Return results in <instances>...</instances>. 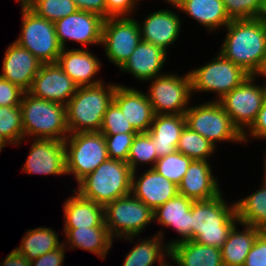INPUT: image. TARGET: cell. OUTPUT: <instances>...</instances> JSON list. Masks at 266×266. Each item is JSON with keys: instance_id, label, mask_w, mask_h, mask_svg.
I'll return each mask as SVG.
<instances>
[{"instance_id": "obj_23", "label": "cell", "mask_w": 266, "mask_h": 266, "mask_svg": "<svg viewBox=\"0 0 266 266\" xmlns=\"http://www.w3.org/2000/svg\"><path fill=\"white\" fill-rule=\"evenodd\" d=\"M193 201L177 194L153 211V218L158 221L157 223H160L162 227H173L181 236L180 239L177 238L167 243L169 247L182 241L192 240L191 206Z\"/></svg>"}, {"instance_id": "obj_49", "label": "cell", "mask_w": 266, "mask_h": 266, "mask_svg": "<svg viewBox=\"0 0 266 266\" xmlns=\"http://www.w3.org/2000/svg\"><path fill=\"white\" fill-rule=\"evenodd\" d=\"M254 79L259 78V76H264L266 79V55L262 58L260 61V64L258 65L257 69L252 73L251 75ZM257 76V77H256ZM266 86V82L264 83Z\"/></svg>"}, {"instance_id": "obj_19", "label": "cell", "mask_w": 266, "mask_h": 266, "mask_svg": "<svg viewBox=\"0 0 266 266\" xmlns=\"http://www.w3.org/2000/svg\"><path fill=\"white\" fill-rule=\"evenodd\" d=\"M136 175V171L132 172L131 194L153 211L178 194V186L153 168H148L138 178Z\"/></svg>"}, {"instance_id": "obj_38", "label": "cell", "mask_w": 266, "mask_h": 266, "mask_svg": "<svg viewBox=\"0 0 266 266\" xmlns=\"http://www.w3.org/2000/svg\"><path fill=\"white\" fill-rule=\"evenodd\" d=\"M191 162L190 157L176 151L158 158L153 169L178 186Z\"/></svg>"}, {"instance_id": "obj_4", "label": "cell", "mask_w": 266, "mask_h": 266, "mask_svg": "<svg viewBox=\"0 0 266 266\" xmlns=\"http://www.w3.org/2000/svg\"><path fill=\"white\" fill-rule=\"evenodd\" d=\"M77 184L83 198L105 206L131 194L132 170L125 161L107 159Z\"/></svg>"}, {"instance_id": "obj_25", "label": "cell", "mask_w": 266, "mask_h": 266, "mask_svg": "<svg viewBox=\"0 0 266 266\" xmlns=\"http://www.w3.org/2000/svg\"><path fill=\"white\" fill-rule=\"evenodd\" d=\"M185 126L184 114L154 115L147 133L155 143L158 158L177 151L180 135Z\"/></svg>"}, {"instance_id": "obj_30", "label": "cell", "mask_w": 266, "mask_h": 266, "mask_svg": "<svg viewBox=\"0 0 266 266\" xmlns=\"http://www.w3.org/2000/svg\"><path fill=\"white\" fill-rule=\"evenodd\" d=\"M164 232L162 230L154 234V237L145 238L135 243L134 247L125 255L123 266H153L159 262V266H171L165 256L170 258V247L163 244Z\"/></svg>"}, {"instance_id": "obj_8", "label": "cell", "mask_w": 266, "mask_h": 266, "mask_svg": "<svg viewBox=\"0 0 266 266\" xmlns=\"http://www.w3.org/2000/svg\"><path fill=\"white\" fill-rule=\"evenodd\" d=\"M186 126L202 135L215 147L216 143L243 142V135L234 126L230 116L219 101L190 106L184 113Z\"/></svg>"}, {"instance_id": "obj_47", "label": "cell", "mask_w": 266, "mask_h": 266, "mask_svg": "<svg viewBox=\"0 0 266 266\" xmlns=\"http://www.w3.org/2000/svg\"><path fill=\"white\" fill-rule=\"evenodd\" d=\"M79 10L98 14L106 19V0H73Z\"/></svg>"}, {"instance_id": "obj_40", "label": "cell", "mask_w": 266, "mask_h": 266, "mask_svg": "<svg viewBox=\"0 0 266 266\" xmlns=\"http://www.w3.org/2000/svg\"><path fill=\"white\" fill-rule=\"evenodd\" d=\"M231 20L258 18L264 0H222Z\"/></svg>"}, {"instance_id": "obj_17", "label": "cell", "mask_w": 266, "mask_h": 266, "mask_svg": "<svg viewBox=\"0 0 266 266\" xmlns=\"http://www.w3.org/2000/svg\"><path fill=\"white\" fill-rule=\"evenodd\" d=\"M113 102L137 133L148 132L155 114L145 93L119 84L115 89Z\"/></svg>"}, {"instance_id": "obj_42", "label": "cell", "mask_w": 266, "mask_h": 266, "mask_svg": "<svg viewBox=\"0 0 266 266\" xmlns=\"http://www.w3.org/2000/svg\"><path fill=\"white\" fill-rule=\"evenodd\" d=\"M24 92L18 85L0 77V106L20 105Z\"/></svg>"}, {"instance_id": "obj_33", "label": "cell", "mask_w": 266, "mask_h": 266, "mask_svg": "<svg viewBox=\"0 0 266 266\" xmlns=\"http://www.w3.org/2000/svg\"><path fill=\"white\" fill-rule=\"evenodd\" d=\"M254 193L235 202L236 214L241 224L266 231V181Z\"/></svg>"}, {"instance_id": "obj_41", "label": "cell", "mask_w": 266, "mask_h": 266, "mask_svg": "<svg viewBox=\"0 0 266 266\" xmlns=\"http://www.w3.org/2000/svg\"><path fill=\"white\" fill-rule=\"evenodd\" d=\"M137 133H117L116 135H104L109 159H117L127 162L130 147Z\"/></svg>"}, {"instance_id": "obj_9", "label": "cell", "mask_w": 266, "mask_h": 266, "mask_svg": "<svg viewBox=\"0 0 266 266\" xmlns=\"http://www.w3.org/2000/svg\"><path fill=\"white\" fill-rule=\"evenodd\" d=\"M67 175L79 183L109 159L104 135L100 132L69 134L65 139Z\"/></svg>"}, {"instance_id": "obj_29", "label": "cell", "mask_w": 266, "mask_h": 266, "mask_svg": "<svg viewBox=\"0 0 266 266\" xmlns=\"http://www.w3.org/2000/svg\"><path fill=\"white\" fill-rule=\"evenodd\" d=\"M174 7L199 22L209 32L225 28L231 21L222 0H183Z\"/></svg>"}, {"instance_id": "obj_51", "label": "cell", "mask_w": 266, "mask_h": 266, "mask_svg": "<svg viewBox=\"0 0 266 266\" xmlns=\"http://www.w3.org/2000/svg\"><path fill=\"white\" fill-rule=\"evenodd\" d=\"M165 1L168 2L169 4H171L172 6H177L183 0H165Z\"/></svg>"}, {"instance_id": "obj_44", "label": "cell", "mask_w": 266, "mask_h": 266, "mask_svg": "<svg viewBox=\"0 0 266 266\" xmlns=\"http://www.w3.org/2000/svg\"><path fill=\"white\" fill-rule=\"evenodd\" d=\"M138 1L141 0H106V19L131 16L139 4Z\"/></svg>"}, {"instance_id": "obj_3", "label": "cell", "mask_w": 266, "mask_h": 266, "mask_svg": "<svg viewBox=\"0 0 266 266\" xmlns=\"http://www.w3.org/2000/svg\"><path fill=\"white\" fill-rule=\"evenodd\" d=\"M118 84L105 86V82L78 87L66 105L67 127L70 134L80 132H99L103 116L113 102Z\"/></svg>"}, {"instance_id": "obj_22", "label": "cell", "mask_w": 266, "mask_h": 266, "mask_svg": "<svg viewBox=\"0 0 266 266\" xmlns=\"http://www.w3.org/2000/svg\"><path fill=\"white\" fill-rule=\"evenodd\" d=\"M66 49L62 48L57 63L78 87L94 86L103 83L99 79L93 80L101 69V61L97 56L87 49Z\"/></svg>"}, {"instance_id": "obj_10", "label": "cell", "mask_w": 266, "mask_h": 266, "mask_svg": "<svg viewBox=\"0 0 266 266\" xmlns=\"http://www.w3.org/2000/svg\"><path fill=\"white\" fill-rule=\"evenodd\" d=\"M202 67L189 71L193 92H213L222 99L228 92L243 83L250 74L226 59L220 52Z\"/></svg>"}, {"instance_id": "obj_46", "label": "cell", "mask_w": 266, "mask_h": 266, "mask_svg": "<svg viewBox=\"0 0 266 266\" xmlns=\"http://www.w3.org/2000/svg\"><path fill=\"white\" fill-rule=\"evenodd\" d=\"M250 130V131H249ZM252 138L266 140V101L261 107L256 120L247 131Z\"/></svg>"}, {"instance_id": "obj_14", "label": "cell", "mask_w": 266, "mask_h": 266, "mask_svg": "<svg viewBox=\"0 0 266 266\" xmlns=\"http://www.w3.org/2000/svg\"><path fill=\"white\" fill-rule=\"evenodd\" d=\"M105 18L102 16L77 10L55 24L58 42L62 48H66L68 40L82 45H101L102 31Z\"/></svg>"}, {"instance_id": "obj_7", "label": "cell", "mask_w": 266, "mask_h": 266, "mask_svg": "<svg viewBox=\"0 0 266 266\" xmlns=\"http://www.w3.org/2000/svg\"><path fill=\"white\" fill-rule=\"evenodd\" d=\"M21 4V34L15 42L31 52L41 63L58 61L60 46L54 22L36 15L23 2Z\"/></svg>"}, {"instance_id": "obj_43", "label": "cell", "mask_w": 266, "mask_h": 266, "mask_svg": "<svg viewBox=\"0 0 266 266\" xmlns=\"http://www.w3.org/2000/svg\"><path fill=\"white\" fill-rule=\"evenodd\" d=\"M243 266H266V231L257 236Z\"/></svg>"}, {"instance_id": "obj_39", "label": "cell", "mask_w": 266, "mask_h": 266, "mask_svg": "<svg viewBox=\"0 0 266 266\" xmlns=\"http://www.w3.org/2000/svg\"><path fill=\"white\" fill-rule=\"evenodd\" d=\"M103 135H116L117 133H137L130 122L127 121L125 115L120 108L112 102L104 116L99 131Z\"/></svg>"}, {"instance_id": "obj_27", "label": "cell", "mask_w": 266, "mask_h": 266, "mask_svg": "<svg viewBox=\"0 0 266 266\" xmlns=\"http://www.w3.org/2000/svg\"><path fill=\"white\" fill-rule=\"evenodd\" d=\"M63 230L67 237V244H69L67 246L63 241L65 247L70 250L80 248L89 251L98 255L102 260L106 258L114 242L106 226L64 228Z\"/></svg>"}, {"instance_id": "obj_2", "label": "cell", "mask_w": 266, "mask_h": 266, "mask_svg": "<svg viewBox=\"0 0 266 266\" xmlns=\"http://www.w3.org/2000/svg\"><path fill=\"white\" fill-rule=\"evenodd\" d=\"M222 193L210 200L193 201L191 206L192 240L222 248L228 234L238 223L235 202L227 205Z\"/></svg>"}, {"instance_id": "obj_45", "label": "cell", "mask_w": 266, "mask_h": 266, "mask_svg": "<svg viewBox=\"0 0 266 266\" xmlns=\"http://www.w3.org/2000/svg\"><path fill=\"white\" fill-rule=\"evenodd\" d=\"M65 249L64 244L51 252L45 253L38 258L30 261L31 266H62L65 257ZM64 266V265H63Z\"/></svg>"}, {"instance_id": "obj_26", "label": "cell", "mask_w": 266, "mask_h": 266, "mask_svg": "<svg viewBox=\"0 0 266 266\" xmlns=\"http://www.w3.org/2000/svg\"><path fill=\"white\" fill-rule=\"evenodd\" d=\"M64 205V228H87L93 226H106L104 206L92 200L83 198L73 190Z\"/></svg>"}, {"instance_id": "obj_21", "label": "cell", "mask_w": 266, "mask_h": 266, "mask_svg": "<svg viewBox=\"0 0 266 266\" xmlns=\"http://www.w3.org/2000/svg\"><path fill=\"white\" fill-rule=\"evenodd\" d=\"M143 24L138 22L141 40L156 45L167 52L174 44L181 30V19L172 10H158L145 17Z\"/></svg>"}, {"instance_id": "obj_34", "label": "cell", "mask_w": 266, "mask_h": 266, "mask_svg": "<svg viewBox=\"0 0 266 266\" xmlns=\"http://www.w3.org/2000/svg\"><path fill=\"white\" fill-rule=\"evenodd\" d=\"M215 147L202 135L185 126L181 132L180 139L177 145V151L190 157L192 160L208 161L212 153L215 152Z\"/></svg>"}, {"instance_id": "obj_53", "label": "cell", "mask_w": 266, "mask_h": 266, "mask_svg": "<svg viewBox=\"0 0 266 266\" xmlns=\"http://www.w3.org/2000/svg\"><path fill=\"white\" fill-rule=\"evenodd\" d=\"M265 157H264V159H265V161H264V164H263V166H264V181H266V153H265V155H264Z\"/></svg>"}, {"instance_id": "obj_52", "label": "cell", "mask_w": 266, "mask_h": 266, "mask_svg": "<svg viewBox=\"0 0 266 266\" xmlns=\"http://www.w3.org/2000/svg\"><path fill=\"white\" fill-rule=\"evenodd\" d=\"M7 145V143L4 141V139L0 136V152L2 149Z\"/></svg>"}, {"instance_id": "obj_32", "label": "cell", "mask_w": 266, "mask_h": 266, "mask_svg": "<svg viewBox=\"0 0 266 266\" xmlns=\"http://www.w3.org/2000/svg\"><path fill=\"white\" fill-rule=\"evenodd\" d=\"M58 233L48 227H38L30 229L21 239V244L15 249L24 255L29 261L39 256L54 251L63 245L59 242Z\"/></svg>"}, {"instance_id": "obj_31", "label": "cell", "mask_w": 266, "mask_h": 266, "mask_svg": "<svg viewBox=\"0 0 266 266\" xmlns=\"http://www.w3.org/2000/svg\"><path fill=\"white\" fill-rule=\"evenodd\" d=\"M239 224L243 225L244 231H238L236 223L221 248L224 266H243L257 236L262 232L257 227L238 222Z\"/></svg>"}, {"instance_id": "obj_15", "label": "cell", "mask_w": 266, "mask_h": 266, "mask_svg": "<svg viewBox=\"0 0 266 266\" xmlns=\"http://www.w3.org/2000/svg\"><path fill=\"white\" fill-rule=\"evenodd\" d=\"M23 172L43 175H66L65 140L33 139Z\"/></svg>"}, {"instance_id": "obj_37", "label": "cell", "mask_w": 266, "mask_h": 266, "mask_svg": "<svg viewBox=\"0 0 266 266\" xmlns=\"http://www.w3.org/2000/svg\"><path fill=\"white\" fill-rule=\"evenodd\" d=\"M155 149V143L148 133H137L126 162L132 172L137 171L138 164L142 163H150L152 166L149 168H153L158 159Z\"/></svg>"}, {"instance_id": "obj_36", "label": "cell", "mask_w": 266, "mask_h": 266, "mask_svg": "<svg viewBox=\"0 0 266 266\" xmlns=\"http://www.w3.org/2000/svg\"><path fill=\"white\" fill-rule=\"evenodd\" d=\"M23 3L36 15L54 23L79 10L73 0H25Z\"/></svg>"}, {"instance_id": "obj_20", "label": "cell", "mask_w": 266, "mask_h": 266, "mask_svg": "<svg viewBox=\"0 0 266 266\" xmlns=\"http://www.w3.org/2000/svg\"><path fill=\"white\" fill-rule=\"evenodd\" d=\"M210 162L192 160L178 185V194L194 201L210 200L222 193Z\"/></svg>"}, {"instance_id": "obj_18", "label": "cell", "mask_w": 266, "mask_h": 266, "mask_svg": "<svg viewBox=\"0 0 266 266\" xmlns=\"http://www.w3.org/2000/svg\"><path fill=\"white\" fill-rule=\"evenodd\" d=\"M42 64L31 52L14 41L6 49L0 77L18 85L26 92Z\"/></svg>"}, {"instance_id": "obj_13", "label": "cell", "mask_w": 266, "mask_h": 266, "mask_svg": "<svg viewBox=\"0 0 266 266\" xmlns=\"http://www.w3.org/2000/svg\"><path fill=\"white\" fill-rule=\"evenodd\" d=\"M137 19L110 17L105 19L101 44L105 55L114 65L122 67L141 41Z\"/></svg>"}, {"instance_id": "obj_5", "label": "cell", "mask_w": 266, "mask_h": 266, "mask_svg": "<svg viewBox=\"0 0 266 266\" xmlns=\"http://www.w3.org/2000/svg\"><path fill=\"white\" fill-rule=\"evenodd\" d=\"M24 139L65 140L70 134L67 127L66 106L24 92L20 104Z\"/></svg>"}, {"instance_id": "obj_35", "label": "cell", "mask_w": 266, "mask_h": 266, "mask_svg": "<svg viewBox=\"0 0 266 266\" xmlns=\"http://www.w3.org/2000/svg\"><path fill=\"white\" fill-rule=\"evenodd\" d=\"M0 136L10 145L17 146L23 142L24 131L20 105L0 106Z\"/></svg>"}, {"instance_id": "obj_50", "label": "cell", "mask_w": 266, "mask_h": 266, "mask_svg": "<svg viewBox=\"0 0 266 266\" xmlns=\"http://www.w3.org/2000/svg\"><path fill=\"white\" fill-rule=\"evenodd\" d=\"M258 18L266 25V0H264L263 7Z\"/></svg>"}, {"instance_id": "obj_48", "label": "cell", "mask_w": 266, "mask_h": 266, "mask_svg": "<svg viewBox=\"0 0 266 266\" xmlns=\"http://www.w3.org/2000/svg\"><path fill=\"white\" fill-rule=\"evenodd\" d=\"M0 266H31L30 261L16 249H13Z\"/></svg>"}, {"instance_id": "obj_1", "label": "cell", "mask_w": 266, "mask_h": 266, "mask_svg": "<svg viewBox=\"0 0 266 266\" xmlns=\"http://www.w3.org/2000/svg\"><path fill=\"white\" fill-rule=\"evenodd\" d=\"M220 53L247 73L257 69L266 55V25L259 19L231 20Z\"/></svg>"}, {"instance_id": "obj_11", "label": "cell", "mask_w": 266, "mask_h": 266, "mask_svg": "<svg viewBox=\"0 0 266 266\" xmlns=\"http://www.w3.org/2000/svg\"><path fill=\"white\" fill-rule=\"evenodd\" d=\"M254 80L256 79L250 75L243 83L219 100L234 126L243 135L245 143L249 139V134L246 131L256 120L258 112L265 102V85H256Z\"/></svg>"}, {"instance_id": "obj_16", "label": "cell", "mask_w": 266, "mask_h": 266, "mask_svg": "<svg viewBox=\"0 0 266 266\" xmlns=\"http://www.w3.org/2000/svg\"><path fill=\"white\" fill-rule=\"evenodd\" d=\"M77 89L78 85L54 62L42 64L28 92L38 98L66 106Z\"/></svg>"}, {"instance_id": "obj_12", "label": "cell", "mask_w": 266, "mask_h": 266, "mask_svg": "<svg viewBox=\"0 0 266 266\" xmlns=\"http://www.w3.org/2000/svg\"><path fill=\"white\" fill-rule=\"evenodd\" d=\"M148 81L146 95L155 115L184 114L189 108L193 95L189 72L182 76L165 73Z\"/></svg>"}, {"instance_id": "obj_24", "label": "cell", "mask_w": 266, "mask_h": 266, "mask_svg": "<svg viewBox=\"0 0 266 266\" xmlns=\"http://www.w3.org/2000/svg\"><path fill=\"white\" fill-rule=\"evenodd\" d=\"M167 52L160 47L141 40L129 59L120 68L125 73H130L137 80L147 81L161 76Z\"/></svg>"}, {"instance_id": "obj_6", "label": "cell", "mask_w": 266, "mask_h": 266, "mask_svg": "<svg viewBox=\"0 0 266 266\" xmlns=\"http://www.w3.org/2000/svg\"><path fill=\"white\" fill-rule=\"evenodd\" d=\"M104 217L110 236L127 241L134 240L154 221L153 210L132 194L107 203L104 206Z\"/></svg>"}, {"instance_id": "obj_28", "label": "cell", "mask_w": 266, "mask_h": 266, "mask_svg": "<svg viewBox=\"0 0 266 266\" xmlns=\"http://www.w3.org/2000/svg\"><path fill=\"white\" fill-rule=\"evenodd\" d=\"M170 259L177 266H224L220 248L186 240L170 247Z\"/></svg>"}]
</instances>
